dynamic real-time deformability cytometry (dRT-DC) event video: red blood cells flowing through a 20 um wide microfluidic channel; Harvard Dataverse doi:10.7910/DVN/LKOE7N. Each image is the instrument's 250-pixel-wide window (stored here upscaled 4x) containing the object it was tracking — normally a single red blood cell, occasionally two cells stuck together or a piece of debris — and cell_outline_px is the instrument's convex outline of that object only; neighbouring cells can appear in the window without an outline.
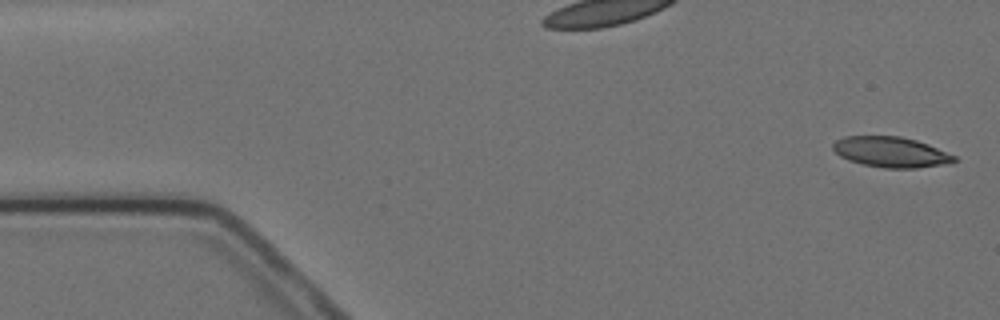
{"species": "Egyptian fruit bat (a non-hibernating species)", "species_latin": "Rousettus aegyptiacus", "temperature_condition": "cold", "stored_images_in_passage": 4, "camera_frame_rate_fps": 3000, "um_per_image_px": 0.085, "animal": {"sex": "female"}, "frame": {"image": 1, "passage_image": 1, "time_ms": 0.0, "image_size_px": [1000, 320], "cell_outline_px": [[956, 160], [940, 164], [916, 168], [884, 168], [864, 164], [848, 160], [840, 156], [832, 148], [832, 144], [836, 140], [844, 136], [900, 136], [916, 140], [928, 144], [956, 156]], "centroid_in_image_um": [75.68, 12.91], "position_along_channel_um": 9.3, "area_um2": 21.27}}
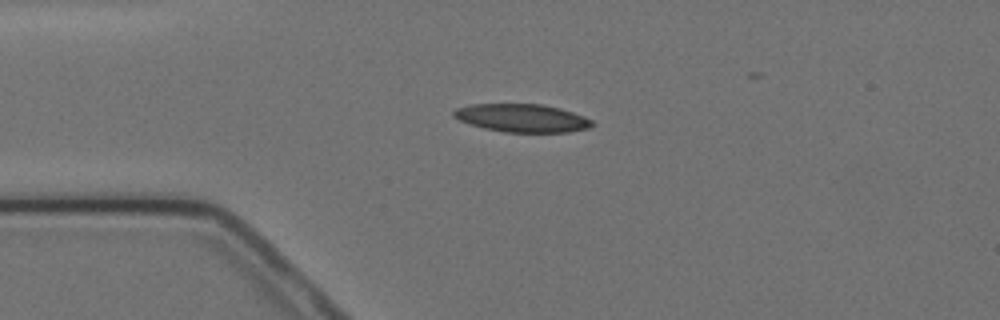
{"frame": {"image": 2, "passage_image": 4, "time_ms": 3.667, "image_size_px": [1000, 320], "cell_outline_px": [[596, 124], [588, 128], [568, 132], [504, 132], [484, 128], [460, 120], [452, 116], [452, 112], [456, 108], [472, 104], [540, 104], [560, 108], [584, 116], [592, 120]], "centroid_in_image_um": [44.39, 10.03], "position_along_channel_um": 40.6, "area_um2": 22.6}}